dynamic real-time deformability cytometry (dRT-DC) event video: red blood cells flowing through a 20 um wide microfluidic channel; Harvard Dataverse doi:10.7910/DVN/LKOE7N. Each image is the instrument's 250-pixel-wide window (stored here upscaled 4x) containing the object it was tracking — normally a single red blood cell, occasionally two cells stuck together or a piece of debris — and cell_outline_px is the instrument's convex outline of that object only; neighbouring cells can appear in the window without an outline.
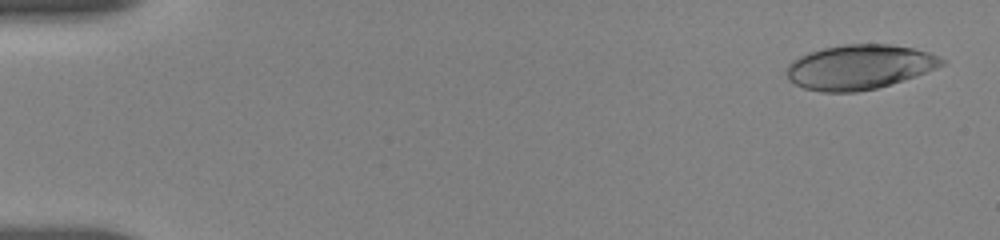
{"species": "human", "species_latin": "Homo sapiens", "temperature_condition": "room temperature", "stored_images_in_passage": 54, "camera_frame_rate_fps": 3000, "um_per_image_px": 0.085, "donor": {"sex": "female"}, "frame": {"image": 1, "passage_image": 2, "time_ms": 0.333, "image_size_px": [1000, 240], "cell_outline_px": [[948, 60], [944, 64], [936, 68], [916, 76], [876, 88], [856, 92], [824, 92], [804, 88], [788, 80], [788, 64], [792, 60], [808, 52], [824, 48], [844, 44], [888, 44], [912, 48], [928, 52], [940, 56]], "centroid_in_image_um": [73.06, 5.69], "position_along_channel_um": 11.9, "area_um2": 40.23}}
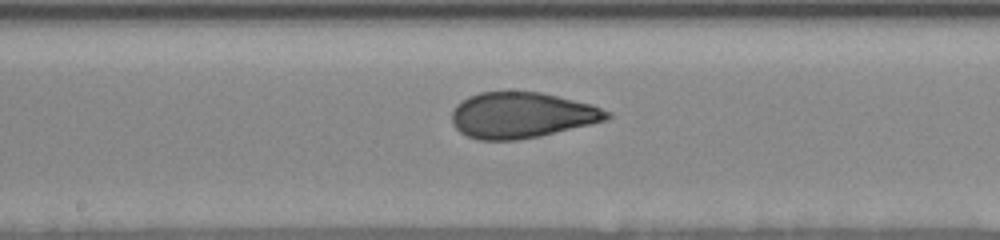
{"frame": {"image": 2, "passage_image": 29, "time_ms": 9.333, "image_size_px": [1000, 240], "cell_outline_px": [[612, 116], [608, 120], [592, 124], [540, 136], [516, 140], [480, 140], [468, 136], [460, 132], [452, 124], [452, 112], [456, 104], [460, 100], [468, 96], [480, 92], [540, 92], [592, 104], [612, 112]], "centroid_in_image_um": [44.36, 9.79], "position_along_channel_um": 203.8, "area_um2": 41.62}}
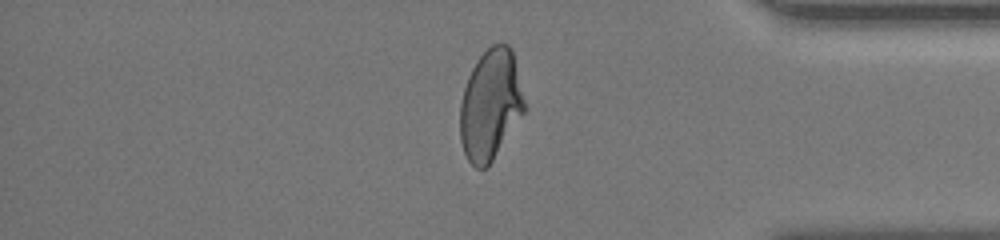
{"frame": {"image": 3, "passage_image": 46, "time_ms": 15.0, "image_size_px": [1000, 240], "cell_outline_px": [[524, 112], [488, 168], [476, 168], [468, 160], [464, 152], [460, 140], [460, 104], [464, 88], [468, 76], [476, 60], [492, 44], [508, 44], [512, 48], [524, 100]], "centroid_in_image_um": [41.67, 8.92], "position_along_channel_um": 393.5, "area_um2": 41.27}, "authors_computed_cell_mechanics": {"area_um2": 41.1536, "velocity_mm_per_s": 3.6752, "shape_relaxation_time_tau1_ms": 7.2013, "shape_relaxation_time_tau2_ms": 0.9584, "deformation_change_tau1": 0.2152, "deformation_change_tau2": 0.0726}}